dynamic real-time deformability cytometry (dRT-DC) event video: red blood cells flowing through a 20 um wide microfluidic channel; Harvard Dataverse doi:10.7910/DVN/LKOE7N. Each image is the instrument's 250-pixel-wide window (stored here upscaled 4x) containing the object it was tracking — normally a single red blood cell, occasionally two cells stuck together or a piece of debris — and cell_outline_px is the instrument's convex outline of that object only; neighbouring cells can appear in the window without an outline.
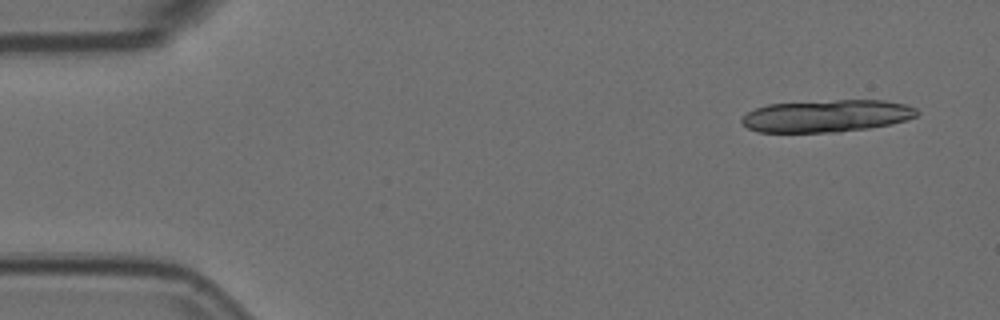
{"species": "Egyptian fruit bat (a non-hibernating species)", "species_latin": "Rousettus aegyptiacus", "temperature_condition": "room temperature", "stored_images_in_passage": 4, "camera_frame_rate_fps": 3000, "um_per_image_px": 0.085, "animal": {"sex": "female"}, "frame": {"image": 1, "passage_image": 1, "time_ms": 0.0, "image_size_px": [1000, 320], "cell_outline_px": [[920, 112], [916, 116], [904, 120], [888, 124], [868, 128], [840, 132], [760, 132], [748, 128], [740, 120], [748, 112], [756, 108], [768, 104], [836, 100], [884, 100], [904, 104], [916, 108]], "centroid_in_image_um": [70.27, 9.85], "position_along_channel_um": 14.7, "area_um2": 32.71}}